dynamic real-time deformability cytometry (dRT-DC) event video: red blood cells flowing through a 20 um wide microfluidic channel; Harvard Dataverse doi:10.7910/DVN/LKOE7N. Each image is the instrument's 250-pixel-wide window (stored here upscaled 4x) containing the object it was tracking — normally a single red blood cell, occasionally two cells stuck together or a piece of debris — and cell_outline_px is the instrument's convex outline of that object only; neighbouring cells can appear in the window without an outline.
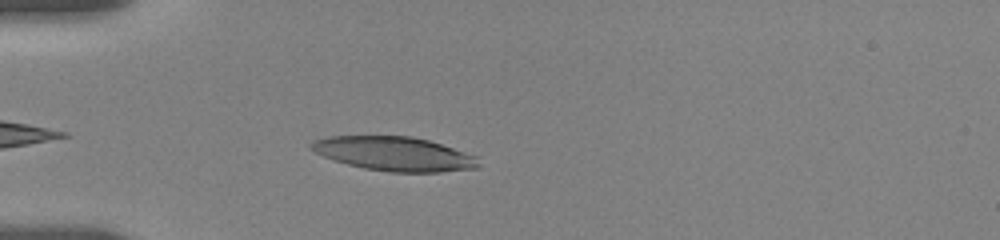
{"species": "human", "species_latin": "Homo sapiens", "temperature_condition": "room temperature", "stored_images_in_passage": 40, "camera_frame_rate_fps": 3000, "um_per_image_px": 0.085, "donor": {"sex": "female"}, "frame": {"image": 1, "passage_image": 4, "time_ms": 1.0, "image_size_px": [1000, 240], "cell_outline_px": [[480, 168], [440, 172], [388, 172], [364, 168], [348, 164], [324, 156], [308, 148], [308, 144], [312, 140], [328, 136], [412, 136], [428, 140], [480, 156]], "centroid_in_image_um": [33.56, 13.07], "position_along_channel_um": 51.4, "area_um2": 33.58}}
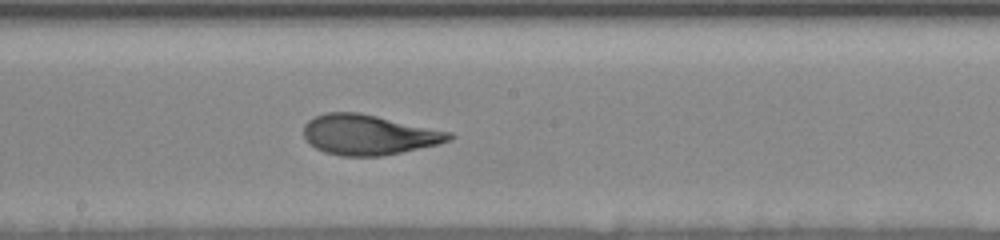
{"frame": {"image": 2, "passage_image": 19, "time_ms": 6.0, "image_size_px": [1000, 240], "cell_outline_px": [[456, 136], [448, 140], [436, 144], [400, 152], [380, 156], [340, 156], [324, 152], [316, 148], [304, 136], [304, 124], [308, 120], [324, 112], [360, 112], [452, 132]], "centroid_in_image_um": [31.32, 11.44], "position_along_channel_um": 216.9, "area_um2": 33.87}}
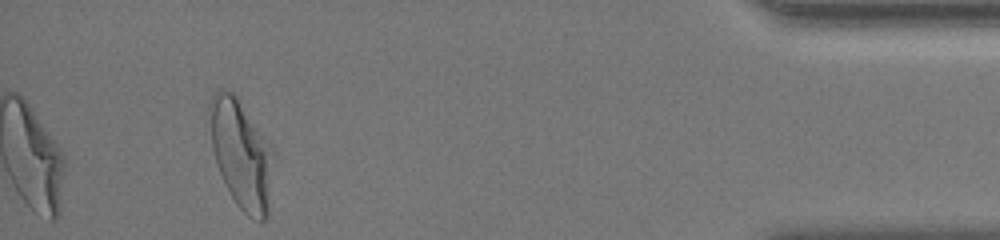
{"frame": {"image": 3, "passage_image": 40, "time_ms": 13.0, "image_size_px": [1000, 240], "cell_outline_px": [[272, 152], [268, 212], [264, 220], [260, 220], [248, 216], [236, 204], [216, 164], [212, 148], [208, 108], [208, 104], [216, 88], [224, 88], [232, 92], [236, 96], [272, 148]], "centroid_in_image_um": [20.45, 13.04], "position_along_channel_um": 414.8, "area_um2": 39.48}, "authors_computed_cell_mechanics": {"area_um2": 33.9864, "velocity_mm_per_s": 3.6056, "shape_relaxation_time_tau1_ms": 5.3137, "shape_relaxation_time_tau2_ms": 1.0195, "deformation_change_tau1": 0.2085, "deformation_change_tau2": 0.0841}}